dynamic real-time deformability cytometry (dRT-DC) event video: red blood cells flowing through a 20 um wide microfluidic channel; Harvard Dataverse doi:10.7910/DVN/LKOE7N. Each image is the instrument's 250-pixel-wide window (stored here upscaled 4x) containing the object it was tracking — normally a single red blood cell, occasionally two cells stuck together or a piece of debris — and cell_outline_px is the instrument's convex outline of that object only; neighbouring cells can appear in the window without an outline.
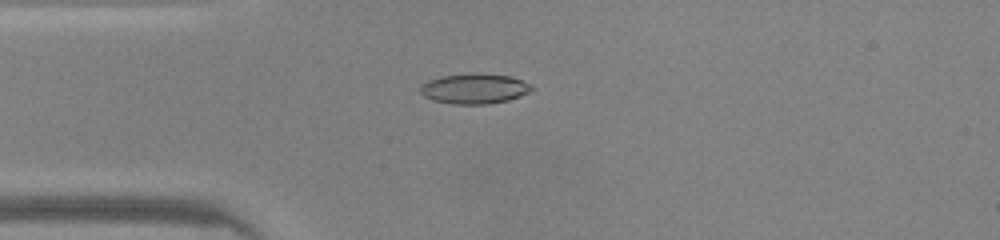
{"species": "common noctule bat (a hibernating species)", "species_latin": "Nyctalus noctula", "temperature_condition": "warm", "stored_images_in_passage": 47, "camera_frame_rate_fps": 3000, "um_per_image_px": 0.085, "animal": {"sex": "male", "body_mass_g": 20.0, "forearm_length_mm": 53.3}, "frame": {"image": 1, "passage_image": 12, "time_ms": 3.667, "image_size_px": [1000, 240], "cell_outline_px": [[536, 88], [528, 92], [508, 100], [488, 104], [452, 104], [432, 100], [424, 96], [420, 92], [420, 84], [428, 80], [440, 76], [512, 76], [532, 84]], "centroid_in_image_um": [40.31, 7.58], "position_along_channel_um": 44.7, "area_um2": 18.9}}
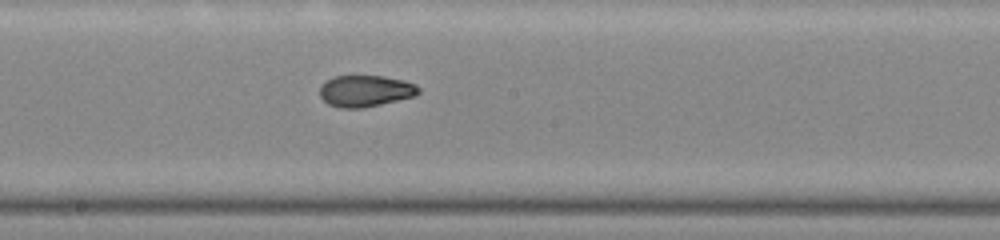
{"frame": {"image": 2, "passage_image": 25, "time_ms": 8.0, "image_size_px": [1000, 240], "cell_outline_px": [[420, 92], [416, 96], [364, 108], [340, 108], [328, 104], [320, 96], [320, 84], [332, 76], [384, 76], [404, 80], [416, 84], [420, 88]], "centroid_in_image_um": [31.07, 7.73], "position_along_channel_um": 217.1, "area_um2": 18.38}}
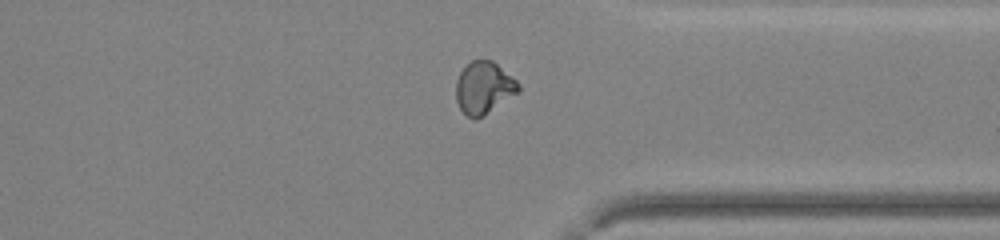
{"frame": {"image": 3, "passage_image": 36, "time_ms": 11.667, "image_size_px": [1000, 240], "cell_outline_px": [[520, 88], [516, 92], [476, 120], [468, 116], [460, 108], [456, 100], [456, 80], [460, 72], [472, 60], [492, 60], [512, 76], [520, 84]], "centroid_in_image_um": [41.09, 7.44], "position_along_channel_um": 370.3, "area_um2": 18.5}, "authors_computed_cell_mechanics": {"area_um2": 18.9006, "velocity_mm_per_s": 4.2793, "shape_relaxation_time_tau1_ms": 9.5861, "shape_relaxation_time_tau2_ms": 1.2632, "deformation_change_tau1": 0.2545, "deformation_change_tau2": 0.049}}